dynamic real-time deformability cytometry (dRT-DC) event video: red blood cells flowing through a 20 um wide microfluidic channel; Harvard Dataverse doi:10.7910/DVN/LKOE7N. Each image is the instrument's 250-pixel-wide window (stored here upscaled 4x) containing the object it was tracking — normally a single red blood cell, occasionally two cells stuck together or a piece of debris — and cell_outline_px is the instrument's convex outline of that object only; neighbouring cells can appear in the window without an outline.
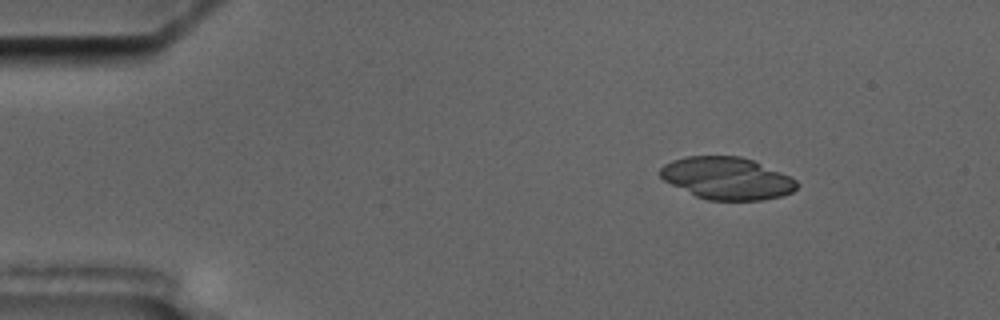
{"species": "common noctule bat (a hibernating species)", "species_latin": "Nyctalus noctula", "temperature_condition": "cold", "stored_images_in_passage": 7, "camera_frame_rate_fps": 3000, "um_per_image_px": 0.085, "animal": {"sex": "male", "body_mass_g": 17.5, "forearm_length_mm": 52.3}, "frame": {"image": 1, "passage_image": 3, "time_ms": 2.333, "image_size_px": [1000, 320], "cell_outline_px": [[800, 184], [792, 192], [780, 196], [764, 200], [708, 200], [696, 196], [664, 180], [660, 176], [660, 168], [664, 164], [672, 160], [684, 156], [740, 156], [752, 160], [792, 176]], "centroid_in_image_um": [61.81, 15.15], "position_along_channel_um": 23.2, "area_um2": 33.64}}